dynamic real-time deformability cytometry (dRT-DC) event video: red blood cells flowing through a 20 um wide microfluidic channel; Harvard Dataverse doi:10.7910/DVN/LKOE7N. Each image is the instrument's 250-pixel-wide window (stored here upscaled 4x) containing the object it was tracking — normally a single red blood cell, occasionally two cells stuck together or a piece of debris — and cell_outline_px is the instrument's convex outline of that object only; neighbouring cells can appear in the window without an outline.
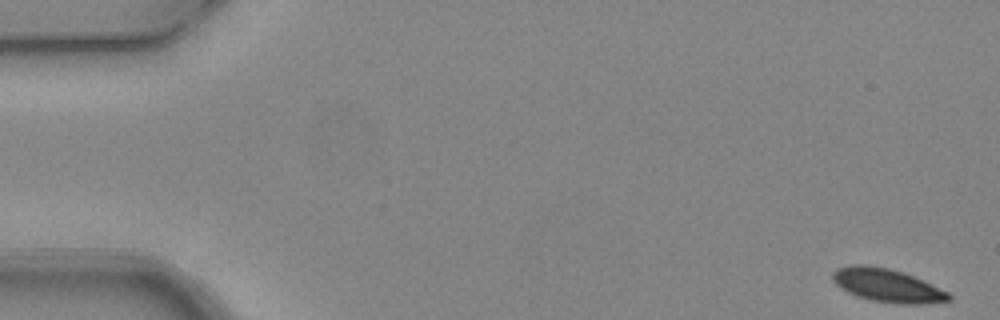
{"species": "common noctule bat (a hibernating species)", "species_latin": "Nyctalus noctula", "temperature_condition": "warm", "stored_images_in_passage": 4, "camera_frame_rate_fps": 3000, "um_per_image_px": 0.085, "animal": {"sex": "female", "body_mass_g": 24.6, "forearm_length_mm": 56.2}, "frame": {"image": 1, "passage_image": 1, "time_ms": 0.0, "image_size_px": [1000, 320], "cell_outline_px": [[952, 300], [920, 304], [896, 304], [872, 300], [856, 296], [840, 288], [832, 280], [832, 272], [836, 268], [852, 264], [868, 264], [888, 268], [904, 272], [948, 292], [952, 296]], "centroid_in_image_um": [75.38, 24.25], "position_along_channel_um": 9.6, "area_um2": 22.66}}